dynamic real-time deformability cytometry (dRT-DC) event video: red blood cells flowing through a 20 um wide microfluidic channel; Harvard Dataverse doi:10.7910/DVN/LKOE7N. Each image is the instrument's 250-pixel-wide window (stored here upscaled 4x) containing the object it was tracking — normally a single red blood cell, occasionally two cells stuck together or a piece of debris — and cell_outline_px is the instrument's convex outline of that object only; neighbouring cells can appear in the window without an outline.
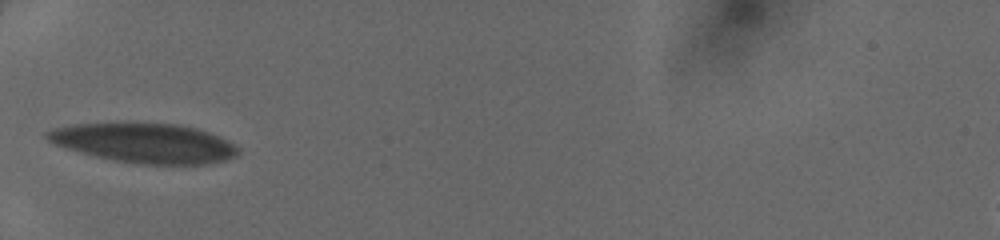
{"species": "human", "species_latin": "Homo sapiens", "temperature_condition": "cold", "stored_images_in_passage": 31, "camera_frame_rate_fps": 3000, "um_per_image_px": 0.085, "donor": {"sex": "female"}, "frame": {"image": 1, "passage_image": 1, "time_ms": 0.0, "image_size_px": [1000, 240], "cell_outline_px": [[240, 152], [236, 156], [224, 160], [208, 164], [144, 164], [116, 160], [96, 156], [64, 148], [52, 144], [44, 136], [44, 132], [52, 128], [72, 124], [176, 124], [196, 128], [220, 136], [228, 140], [240, 148]], "centroid_in_image_um": [12.28, 12.16], "position_along_channel_um": 72.7, "area_um2": 43.75}}
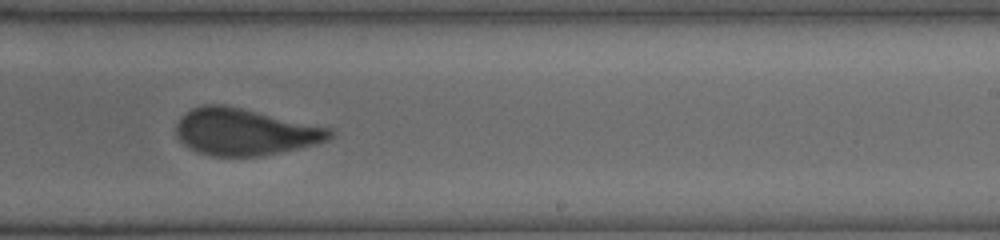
{"frame": {"image": 2, "passage_image": 15, "time_ms": 4.667, "image_size_px": [1000, 240], "cell_outline_px": [[332, 136], [328, 140], [316, 144], [280, 152], [260, 156], [212, 156], [188, 148], [176, 136], [176, 124], [180, 116], [184, 112], [192, 108], [204, 104], [224, 104], [332, 128]], "centroid_in_image_um": [20.78, 11.2], "position_along_channel_um": 268.2, "area_um2": 41.96}}
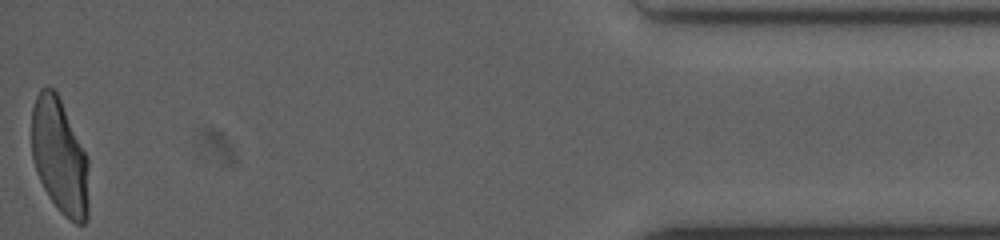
{"frame": {"image": 3, "passage_image": 31, "time_ms": 10.0, "image_size_px": [1000, 240], "cell_outline_px": [[88, 220], [84, 224], [76, 224], [64, 216], [60, 212], [44, 188], [36, 172], [32, 156], [32, 108], [36, 96], [40, 88], [48, 84], [56, 92], [88, 156]], "centroid_in_image_um": [5.08, 13.31], "position_along_channel_um": 430.1, "area_um2": 38.55}}